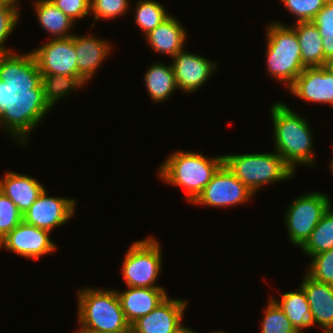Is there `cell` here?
<instances>
[{"label":"cell","mask_w":333,"mask_h":333,"mask_svg":"<svg viewBox=\"0 0 333 333\" xmlns=\"http://www.w3.org/2000/svg\"><path fill=\"white\" fill-rule=\"evenodd\" d=\"M116 292L130 325L149 314L168 297L164 288L127 287L123 292Z\"/></svg>","instance_id":"obj_18"},{"label":"cell","mask_w":333,"mask_h":333,"mask_svg":"<svg viewBox=\"0 0 333 333\" xmlns=\"http://www.w3.org/2000/svg\"><path fill=\"white\" fill-rule=\"evenodd\" d=\"M154 237L131 244L124 255L122 276L127 287L162 288L155 285L162 269V250Z\"/></svg>","instance_id":"obj_8"},{"label":"cell","mask_w":333,"mask_h":333,"mask_svg":"<svg viewBox=\"0 0 333 333\" xmlns=\"http://www.w3.org/2000/svg\"><path fill=\"white\" fill-rule=\"evenodd\" d=\"M77 333H107V332H97V331H91V330H77Z\"/></svg>","instance_id":"obj_39"},{"label":"cell","mask_w":333,"mask_h":333,"mask_svg":"<svg viewBox=\"0 0 333 333\" xmlns=\"http://www.w3.org/2000/svg\"><path fill=\"white\" fill-rule=\"evenodd\" d=\"M254 193L223 163L192 204L229 207L245 203Z\"/></svg>","instance_id":"obj_10"},{"label":"cell","mask_w":333,"mask_h":333,"mask_svg":"<svg viewBox=\"0 0 333 333\" xmlns=\"http://www.w3.org/2000/svg\"><path fill=\"white\" fill-rule=\"evenodd\" d=\"M324 67L333 75V57L326 61Z\"/></svg>","instance_id":"obj_38"},{"label":"cell","mask_w":333,"mask_h":333,"mask_svg":"<svg viewBox=\"0 0 333 333\" xmlns=\"http://www.w3.org/2000/svg\"><path fill=\"white\" fill-rule=\"evenodd\" d=\"M14 75L18 96V122L28 137L58 100L65 98L70 91L83 88L86 84L79 76Z\"/></svg>","instance_id":"obj_1"},{"label":"cell","mask_w":333,"mask_h":333,"mask_svg":"<svg viewBox=\"0 0 333 333\" xmlns=\"http://www.w3.org/2000/svg\"><path fill=\"white\" fill-rule=\"evenodd\" d=\"M266 31V65L268 75L287 85L306 68L302 63L299 40L291 25L273 22Z\"/></svg>","instance_id":"obj_5"},{"label":"cell","mask_w":333,"mask_h":333,"mask_svg":"<svg viewBox=\"0 0 333 333\" xmlns=\"http://www.w3.org/2000/svg\"><path fill=\"white\" fill-rule=\"evenodd\" d=\"M333 248V210L332 206L324 213L309 239L301 247L310 257Z\"/></svg>","instance_id":"obj_27"},{"label":"cell","mask_w":333,"mask_h":333,"mask_svg":"<svg viewBox=\"0 0 333 333\" xmlns=\"http://www.w3.org/2000/svg\"><path fill=\"white\" fill-rule=\"evenodd\" d=\"M312 22L317 26L323 38L322 48L324 59L327 61L333 57V0L326 1Z\"/></svg>","instance_id":"obj_30"},{"label":"cell","mask_w":333,"mask_h":333,"mask_svg":"<svg viewBox=\"0 0 333 333\" xmlns=\"http://www.w3.org/2000/svg\"><path fill=\"white\" fill-rule=\"evenodd\" d=\"M51 2L74 22L91 14L90 0H51Z\"/></svg>","instance_id":"obj_35"},{"label":"cell","mask_w":333,"mask_h":333,"mask_svg":"<svg viewBox=\"0 0 333 333\" xmlns=\"http://www.w3.org/2000/svg\"><path fill=\"white\" fill-rule=\"evenodd\" d=\"M0 126L26 147L27 134L18 122V96L15 75L0 70Z\"/></svg>","instance_id":"obj_16"},{"label":"cell","mask_w":333,"mask_h":333,"mask_svg":"<svg viewBox=\"0 0 333 333\" xmlns=\"http://www.w3.org/2000/svg\"><path fill=\"white\" fill-rule=\"evenodd\" d=\"M34 8L41 27L51 35L52 39L68 38L74 35L69 31L75 22L51 0H36Z\"/></svg>","instance_id":"obj_25"},{"label":"cell","mask_w":333,"mask_h":333,"mask_svg":"<svg viewBox=\"0 0 333 333\" xmlns=\"http://www.w3.org/2000/svg\"><path fill=\"white\" fill-rule=\"evenodd\" d=\"M182 324L183 323H181L173 333H197L196 331L192 330L189 327L187 328Z\"/></svg>","instance_id":"obj_36"},{"label":"cell","mask_w":333,"mask_h":333,"mask_svg":"<svg viewBox=\"0 0 333 333\" xmlns=\"http://www.w3.org/2000/svg\"><path fill=\"white\" fill-rule=\"evenodd\" d=\"M223 163L254 194L262 186L289 180L295 174L275 150L273 153L223 155Z\"/></svg>","instance_id":"obj_6"},{"label":"cell","mask_w":333,"mask_h":333,"mask_svg":"<svg viewBox=\"0 0 333 333\" xmlns=\"http://www.w3.org/2000/svg\"><path fill=\"white\" fill-rule=\"evenodd\" d=\"M0 179V190L24 214L43 192L45 187L34 177L9 171Z\"/></svg>","instance_id":"obj_20"},{"label":"cell","mask_w":333,"mask_h":333,"mask_svg":"<svg viewBox=\"0 0 333 333\" xmlns=\"http://www.w3.org/2000/svg\"><path fill=\"white\" fill-rule=\"evenodd\" d=\"M23 221L18 207L0 190V240Z\"/></svg>","instance_id":"obj_33"},{"label":"cell","mask_w":333,"mask_h":333,"mask_svg":"<svg viewBox=\"0 0 333 333\" xmlns=\"http://www.w3.org/2000/svg\"><path fill=\"white\" fill-rule=\"evenodd\" d=\"M77 298V330L131 333L115 289L83 288L78 290Z\"/></svg>","instance_id":"obj_4"},{"label":"cell","mask_w":333,"mask_h":333,"mask_svg":"<svg viewBox=\"0 0 333 333\" xmlns=\"http://www.w3.org/2000/svg\"><path fill=\"white\" fill-rule=\"evenodd\" d=\"M261 333H298L278 304L270 298L264 309Z\"/></svg>","instance_id":"obj_29"},{"label":"cell","mask_w":333,"mask_h":333,"mask_svg":"<svg viewBox=\"0 0 333 333\" xmlns=\"http://www.w3.org/2000/svg\"><path fill=\"white\" fill-rule=\"evenodd\" d=\"M223 164V155L208 158L201 153L176 151L159 166L164 183L182 187L187 201L193 203Z\"/></svg>","instance_id":"obj_3"},{"label":"cell","mask_w":333,"mask_h":333,"mask_svg":"<svg viewBox=\"0 0 333 333\" xmlns=\"http://www.w3.org/2000/svg\"><path fill=\"white\" fill-rule=\"evenodd\" d=\"M327 0H281L284 7L294 16L296 22L312 21Z\"/></svg>","instance_id":"obj_32"},{"label":"cell","mask_w":333,"mask_h":333,"mask_svg":"<svg viewBox=\"0 0 333 333\" xmlns=\"http://www.w3.org/2000/svg\"><path fill=\"white\" fill-rule=\"evenodd\" d=\"M291 26L298 37L302 63L306 67L324 66V52L322 48V36L319 29L312 22H294Z\"/></svg>","instance_id":"obj_22"},{"label":"cell","mask_w":333,"mask_h":333,"mask_svg":"<svg viewBox=\"0 0 333 333\" xmlns=\"http://www.w3.org/2000/svg\"><path fill=\"white\" fill-rule=\"evenodd\" d=\"M51 232L22 221L0 240V248L17 253L27 259H39L57 249L50 238Z\"/></svg>","instance_id":"obj_12"},{"label":"cell","mask_w":333,"mask_h":333,"mask_svg":"<svg viewBox=\"0 0 333 333\" xmlns=\"http://www.w3.org/2000/svg\"><path fill=\"white\" fill-rule=\"evenodd\" d=\"M74 198L47 195L46 188L23 214V221L48 231L67 223L74 215L76 208Z\"/></svg>","instance_id":"obj_11"},{"label":"cell","mask_w":333,"mask_h":333,"mask_svg":"<svg viewBox=\"0 0 333 333\" xmlns=\"http://www.w3.org/2000/svg\"><path fill=\"white\" fill-rule=\"evenodd\" d=\"M306 293L315 325L333 331V285L316 281L305 274L300 285Z\"/></svg>","instance_id":"obj_19"},{"label":"cell","mask_w":333,"mask_h":333,"mask_svg":"<svg viewBox=\"0 0 333 333\" xmlns=\"http://www.w3.org/2000/svg\"><path fill=\"white\" fill-rule=\"evenodd\" d=\"M74 47L77 55L78 76L88 83L111 52V45L107 40L104 41L94 35L74 34Z\"/></svg>","instance_id":"obj_17"},{"label":"cell","mask_w":333,"mask_h":333,"mask_svg":"<svg viewBox=\"0 0 333 333\" xmlns=\"http://www.w3.org/2000/svg\"><path fill=\"white\" fill-rule=\"evenodd\" d=\"M330 167H333V160L331 161Z\"/></svg>","instance_id":"obj_42"},{"label":"cell","mask_w":333,"mask_h":333,"mask_svg":"<svg viewBox=\"0 0 333 333\" xmlns=\"http://www.w3.org/2000/svg\"><path fill=\"white\" fill-rule=\"evenodd\" d=\"M19 0H0V4H8L14 6L18 9L19 5L17 4Z\"/></svg>","instance_id":"obj_37"},{"label":"cell","mask_w":333,"mask_h":333,"mask_svg":"<svg viewBox=\"0 0 333 333\" xmlns=\"http://www.w3.org/2000/svg\"><path fill=\"white\" fill-rule=\"evenodd\" d=\"M271 298L282 309L298 333H303V329L315 325L306 293L301 286L296 291L283 293L280 301Z\"/></svg>","instance_id":"obj_23"},{"label":"cell","mask_w":333,"mask_h":333,"mask_svg":"<svg viewBox=\"0 0 333 333\" xmlns=\"http://www.w3.org/2000/svg\"><path fill=\"white\" fill-rule=\"evenodd\" d=\"M331 199L322 192H311L295 198L285 213V226L294 246L302 247L309 239L324 213L331 206Z\"/></svg>","instance_id":"obj_9"},{"label":"cell","mask_w":333,"mask_h":333,"mask_svg":"<svg viewBox=\"0 0 333 333\" xmlns=\"http://www.w3.org/2000/svg\"><path fill=\"white\" fill-rule=\"evenodd\" d=\"M135 9V23L144 35L170 16L163 5L154 0H139Z\"/></svg>","instance_id":"obj_28"},{"label":"cell","mask_w":333,"mask_h":333,"mask_svg":"<svg viewBox=\"0 0 333 333\" xmlns=\"http://www.w3.org/2000/svg\"><path fill=\"white\" fill-rule=\"evenodd\" d=\"M186 299L169 296L146 316L131 325V333H173L183 323Z\"/></svg>","instance_id":"obj_15"},{"label":"cell","mask_w":333,"mask_h":333,"mask_svg":"<svg viewBox=\"0 0 333 333\" xmlns=\"http://www.w3.org/2000/svg\"><path fill=\"white\" fill-rule=\"evenodd\" d=\"M14 74H53L78 76L74 35L51 39L44 45L25 53L23 61Z\"/></svg>","instance_id":"obj_7"},{"label":"cell","mask_w":333,"mask_h":333,"mask_svg":"<svg viewBox=\"0 0 333 333\" xmlns=\"http://www.w3.org/2000/svg\"><path fill=\"white\" fill-rule=\"evenodd\" d=\"M288 90L304 101L333 107V75L324 66L306 67Z\"/></svg>","instance_id":"obj_14"},{"label":"cell","mask_w":333,"mask_h":333,"mask_svg":"<svg viewBox=\"0 0 333 333\" xmlns=\"http://www.w3.org/2000/svg\"><path fill=\"white\" fill-rule=\"evenodd\" d=\"M145 86L154 102H163L177 89L172 64L166 66L155 62L146 71Z\"/></svg>","instance_id":"obj_26"},{"label":"cell","mask_w":333,"mask_h":333,"mask_svg":"<svg viewBox=\"0 0 333 333\" xmlns=\"http://www.w3.org/2000/svg\"><path fill=\"white\" fill-rule=\"evenodd\" d=\"M173 16H169L154 30L145 35L147 43L156 53L166 54L173 58L182 51L186 42L187 30Z\"/></svg>","instance_id":"obj_21"},{"label":"cell","mask_w":333,"mask_h":333,"mask_svg":"<svg viewBox=\"0 0 333 333\" xmlns=\"http://www.w3.org/2000/svg\"><path fill=\"white\" fill-rule=\"evenodd\" d=\"M129 4V0H90V13L96 21L100 18L113 19L125 14Z\"/></svg>","instance_id":"obj_34"},{"label":"cell","mask_w":333,"mask_h":333,"mask_svg":"<svg viewBox=\"0 0 333 333\" xmlns=\"http://www.w3.org/2000/svg\"><path fill=\"white\" fill-rule=\"evenodd\" d=\"M20 12L14 6L0 4V70L14 73L21 65L25 54L14 53L5 47V41L15 29Z\"/></svg>","instance_id":"obj_24"},{"label":"cell","mask_w":333,"mask_h":333,"mask_svg":"<svg viewBox=\"0 0 333 333\" xmlns=\"http://www.w3.org/2000/svg\"><path fill=\"white\" fill-rule=\"evenodd\" d=\"M213 333H224V332H223V331H220V332H219V331H217V332L215 331V332H213Z\"/></svg>","instance_id":"obj_41"},{"label":"cell","mask_w":333,"mask_h":333,"mask_svg":"<svg viewBox=\"0 0 333 333\" xmlns=\"http://www.w3.org/2000/svg\"><path fill=\"white\" fill-rule=\"evenodd\" d=\"M177 89L192 93L201 88L210 79L211 73L216 70V62L188 53L184 49L179 51L172 59Z\"/></svg>","instance_id":"obj_13"},{"label":"cell","mask_w":333,"mask_h":333,"mask_svg":"<svg viewBox=\"0 0 333 333\" xmlns=\"http://www.w3.org/2000/svg\"><path fill=\"white\" fill-rule=\"evenodd\" d=\"M273 142L275 151L294 170L298 165H316L313 155V137L307 119L283 102L272 104ZM298 164V165H297Z\"/></svg>","instance_id":"obj_2"},{"label":"cell","mask_w":333,"mask_h":333,"mask_svg":"<svg viewBox=\"0 0 333 333\" xmlns=\"http://www.w3.org/2000/svg\"><path fill=\"white\" fill-rule=\"evenodd\" d=\"M306 272L316 281L333 285V248L311 257Z\"/></svg>","instance_id":"obj_31"},{"label":"cell","mask_w":333,"mask_h":333,"mask_svg":"<svg viewBox=\"0 0 333 333\" xmlns=\"http://www.w3.org/2000/svg\"><path fill=\"white\" fill-rule=\"evenodd\" d=\"M323 333H333V331H323Z\"/></svg>","instance_id":"obj_40"}]
</instances>
